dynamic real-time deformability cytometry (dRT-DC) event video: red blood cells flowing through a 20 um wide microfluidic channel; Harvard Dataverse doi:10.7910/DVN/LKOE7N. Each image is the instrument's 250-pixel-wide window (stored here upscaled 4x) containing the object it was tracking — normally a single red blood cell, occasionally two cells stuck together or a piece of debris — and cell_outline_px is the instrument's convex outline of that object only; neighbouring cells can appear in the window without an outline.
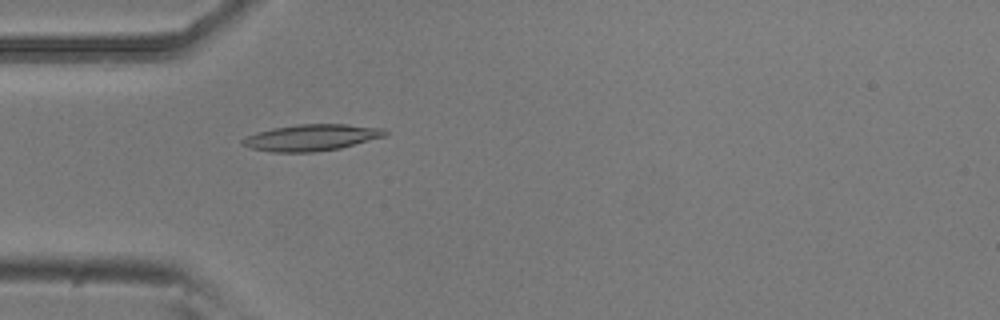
{"species": "common noctule bat (a hibernating species)", "species_latin": "Nyctalus noctula", "temperature_condition": "room temperature", "stored_images_in_passage": 2, "camera_frame_rate_fps": 3000, "um_per_image_px": 0.085, "animal": {"sex": "male", "body_mass_g": 20.5, "forearm_length_mm": 52.5}, "frame": {"image": 1, "passage_image": 2, "time_ms": 0.333, "image_size_px": [1000, 320], "cell_outline_px": [[388, 136], [340, 148], [312, 152], [272, 152], [252, 148], [240, 144], [240, 140], [256, 132], [272, 128], [296, 124], [348, 124], [384, 128], [388, 132]], "centroid_in_image_um": [26.51, 11.68], "position_along_channel_um": 58.5, "area_um2": 22.14}}